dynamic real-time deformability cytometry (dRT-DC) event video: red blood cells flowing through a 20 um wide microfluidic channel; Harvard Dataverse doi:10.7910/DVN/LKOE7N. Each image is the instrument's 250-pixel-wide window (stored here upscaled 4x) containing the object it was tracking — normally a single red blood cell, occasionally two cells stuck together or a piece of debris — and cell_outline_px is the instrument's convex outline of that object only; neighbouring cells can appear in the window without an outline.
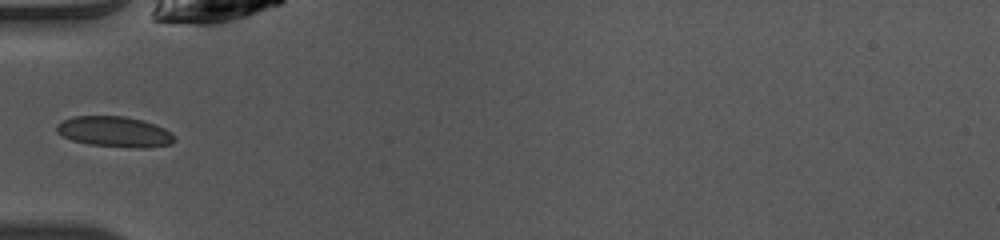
{"species": "common noctule bat (a hibernating species)", "species_latin": "Nyctalus noctula", "temperature_condition": "warm", "stored_images_in_passage": 33, "camera_frame_rate_fps": 3000, "um_per_image_px": 0.085, "animal": {"sex": "female", "body_mass_g": 10.0, "forearm_length_mm": 53.1}, "frame": {"image": 1, "passage_image": 1, "time_ms": 0.0, "image_size_px": [1000, 240], "cell_outline_px": [[176, 140], [172, 144], [144, 148], [136, 148], [88, 144], [72, 140], [56, 132], [56, 124], [64, 120], [76, 116], [124, 116], [144, 120], [156, 124], [172, 132], [176, 136]], "centroid_in_image_um": [9.8, 11.2], "position_along_channel_um": 75.2, "area_um2": 21.15}}
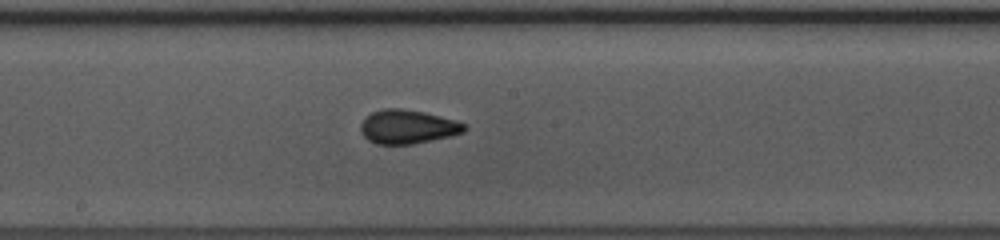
{"frame": {"image": 2, "passage_image": 11, "time_ms": 3.333, "image_size_px": [1000, 240], "cell_outline_px": [[468, 128], [464, 132], [448, 136], [412, 144], [376, 144], [368, 140], [360, 132], [360, 124], [364, 116], [372, 112], [384, 108], [400, 108], [424, 112], [456, 120], [468, 124]], "centroid_in_image_um": [34.63, 10.76], "position_along_channel_um": 213.6, "area_um2": 20.63}}
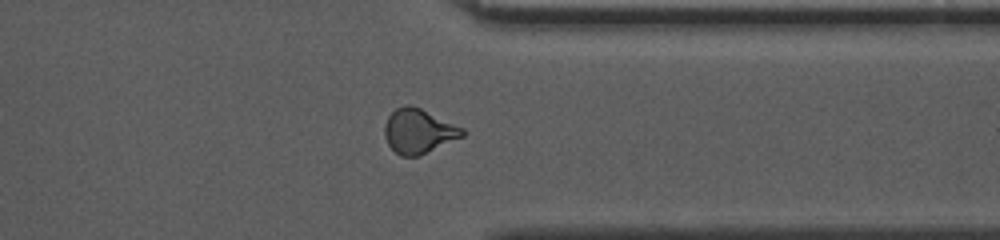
{"frame": {"image": 3, "passage_image": 23, "time_ms": 7.333, "image_size_px": [1000, 240], "cell_outline_px": [[464, 136], [420, 156], [400, 156], [388, 144], [384, 136], [384, 124], [388, 116], [396, 108], [404, 104], [408, 104], [420, 108], [464, 128]], "centroid_in_image_um": [35.57, 11.15], "position_along_channel_um": 375.8, "area_um2": 20.23}, "authors_computed_cell_mechanics": {"area_um2": 19.7676, "velocity_mm_per_s": 4.0951, "shape_relaxation_time_tau1_ms": 3.8452, "shape_relaxation_time_tau2_ms": 1.1087, "deformation_change_tau1": 0.1301, "deformation_change_tau2": 0.0564}}